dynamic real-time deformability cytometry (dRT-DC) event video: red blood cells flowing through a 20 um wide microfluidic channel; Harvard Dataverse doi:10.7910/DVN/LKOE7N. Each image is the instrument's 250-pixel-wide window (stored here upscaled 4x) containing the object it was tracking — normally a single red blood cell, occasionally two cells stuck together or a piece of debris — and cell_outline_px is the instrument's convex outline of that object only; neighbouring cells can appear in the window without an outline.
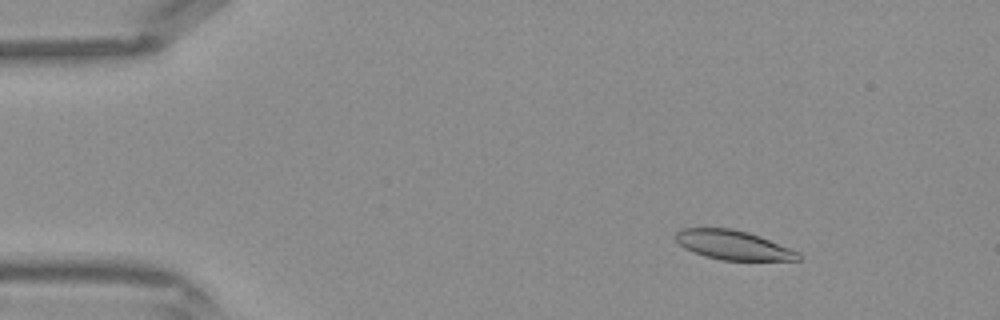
{"species": "Egyptian fruit bat (a non-hibernating species)", "species_latin": "Rousettus aegyptiacus", "temperature_condition": "warm", "stored_images_in_passage": 38, "camera_frame_rate_fps": 3000, "um_per_image_px": 0.085, "frame": {"image": 1, "passage_image": 1, "time_ms": 0.0, "image_size_px": [1000, 320], "cell_outline_px": [[800, 260], [724, 260], [704, 256], [684, 248], [676, 240], [676, 232], [680, 228], [732, 228], [748, 232], [760, 236], [800, 252]], "centroid_in_image_um": [62.32, 20.82], "position_along_channel_um": 22.7, "area_um2": 20.87}}
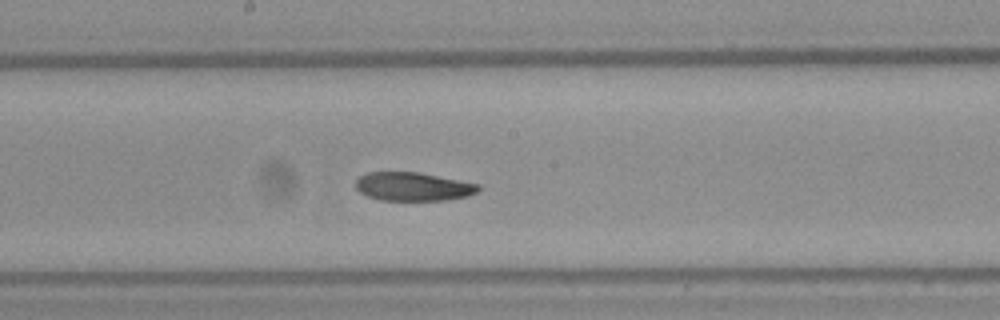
{"frame": {"image": 2, "passage_image": 18, "time_ms": 5.667, "image_size_px": [1000, 320], "cell_outline_px": [[480, 188], [476, 192], [468, 196], [444, 200], [380, 200], [368, 196], [360, 192], [356, 188], [356, 180], [360, 176], [368, 172], [420, 172], [480, 184]], "centroid_in_image_um": [35.12, 15.85], "position_along_channel_um": 213.1, "area_um2": 20.4}}
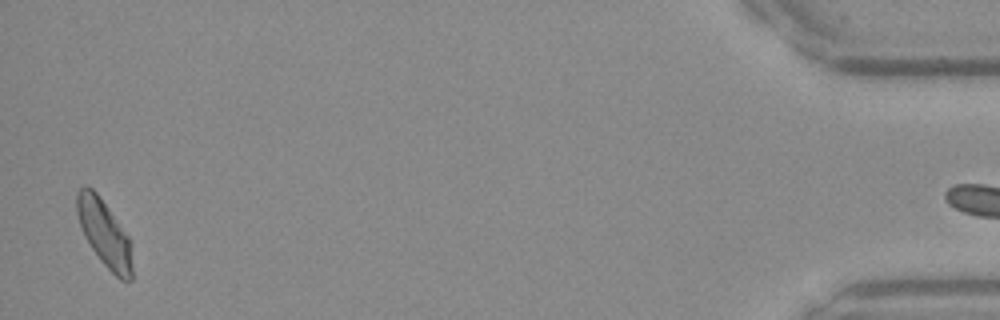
{"frame": {"image": 3, "passage_image": 37, "time_ms": 12.0, "image_size_px": [1000, 320], "cell_outline_px": [[132, 280], [120, 280], [100, 260], [84, 236], [80, 228], [76, 212], [76, 192], [84, 184], [92, 188], [96, 192], [128, 236], [132, 264]], "centroid_in_image_um": [8.83, 19.81], "position_along_channel_um": 426.4, "area_um2": 21.21}}